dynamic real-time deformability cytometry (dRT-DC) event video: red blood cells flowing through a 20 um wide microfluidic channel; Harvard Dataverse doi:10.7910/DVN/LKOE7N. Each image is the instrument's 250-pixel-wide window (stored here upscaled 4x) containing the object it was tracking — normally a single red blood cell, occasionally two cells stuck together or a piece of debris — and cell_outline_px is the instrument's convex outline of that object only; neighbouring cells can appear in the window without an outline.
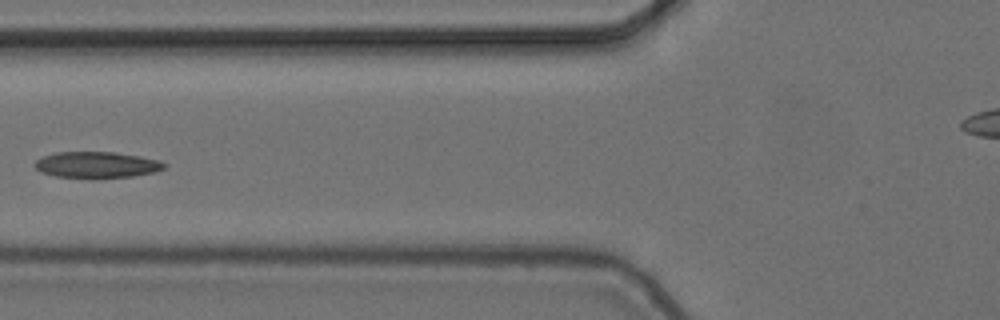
{"species": "common noctule bat (a hibernating species)", "species_latin": "Nyctalus noctula", "temperature_condition": "cold", "stored_images_in_passage": 7, "camera_frame_rate_fps": 3000, "um_per_image_px": 0.085, "animal": {"sex": "female", "body_mass_g": 24.6, "forearm_length_mm": 56.2}, "frame": {"image": 1, "passage_image": 6, "time_ms": 1.667, "image_size_px": [1000, 320], "cell_outline_px": [[168, 164], [164, 168], [152, 172], [132, 176], [96, 180], [92, 180], [56, 176], [40, 172], [32, 164], [36, 160], [44, 156], [56, 152], [116, 152], [140, 156], [160, 160]], "centroid_in_image_um": [8.21, 14.03], "position_along_channel_um": 117.6, "area_um2": 20.35}}
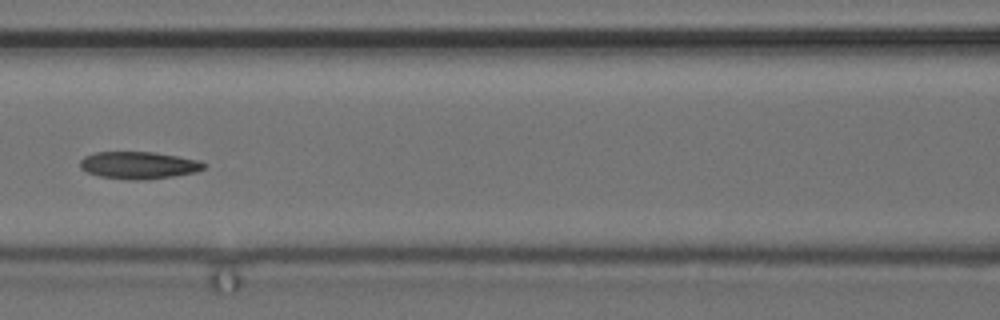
{"frame": {"image": 2, "passage_image": 7, "time_ms": 2.0, "image_size_px": [1000, 320], "cell_outline_px": [[208, 164], [204, 168], [196, 172], [172, 176], [144, 180], [128, 180], [100, 176], [88, 172], [80, 168], [80, 160], [84, 156], [96, 152], [152, 152], [200, 160]], "centroid_in_image_um": [11.8, 14.04], "position_along_channel_um": 154.8, "area_um2": 19.65}}